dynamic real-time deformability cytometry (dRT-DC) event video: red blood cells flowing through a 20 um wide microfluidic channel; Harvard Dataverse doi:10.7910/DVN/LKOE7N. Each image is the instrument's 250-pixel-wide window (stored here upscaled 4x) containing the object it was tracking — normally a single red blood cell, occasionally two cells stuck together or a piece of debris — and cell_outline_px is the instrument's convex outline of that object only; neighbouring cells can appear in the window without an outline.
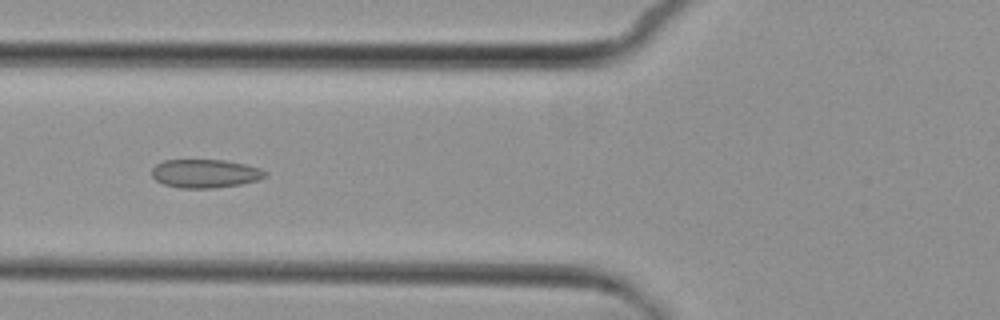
{"species": "common noctule bat (a hibernating species)", "species_latin": "Nyctalus noctula", "temperature_condition": "cold", "stored_images_in_passage": 7, "camera_frame_rate_fps": 3000, "um_per_image_px": 0.085, "animal": {"sex": "female", "body_mass_g": 29.2, "forearm_length_mm": 56.3}, "frame": {"image": 1, "passage_image": 7, "time_ms": 7.0, "image_size_px": [1000, 320], "cell_outline_px": [[268, 176], [256, 180], [240, 184], [216, 188], [180, 188], [164, 184], [156, 180], [152, 176], [152, 168], [156, 164], [164, 160], [224, 160], [244, 164], [260, 168], [268, 172]], "centroid_in_image_um": [17.44, 14.75], "position_along_channel_um": 108.4, "area_um2": 18.84}}